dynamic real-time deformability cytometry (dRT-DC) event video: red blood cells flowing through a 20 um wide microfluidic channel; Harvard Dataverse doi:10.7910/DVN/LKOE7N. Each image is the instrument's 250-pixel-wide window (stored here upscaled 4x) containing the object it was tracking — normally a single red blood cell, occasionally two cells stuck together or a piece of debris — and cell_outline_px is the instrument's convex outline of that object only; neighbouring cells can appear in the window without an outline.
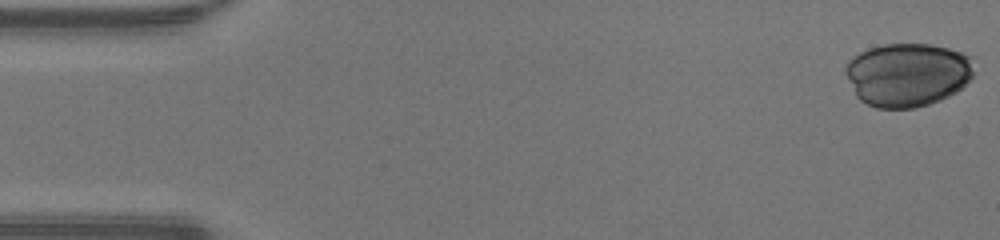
{"species": "human", "species_latin": "Homo sapiens", "temperature_condition": "warm", "stored_images_in_passage": 41, "camera_frame_rate_fps": 3000, "um_per_image_px": 0.085, "donor": {"sex": "male"}, "frame": {"image": 1, "passage_image": 1, "time_ms": 0.0, "image_size_px": [1000, 240], "cell_outline_px": [[972, 76], [964, 88], [940, 100], [916, 108], [876, 108], [860, 100], [856, 96], [844, 72], [844, 68], [848, 60], [852, 56], [868, 48], [884, 44], [932, 44], [948, 48], [960, 52], [968, 56], [972, 72]], "centroid_in_image_um": [77.09, 6.35], "position_along_channel_um": 7.9, "area_um2": 47.69}}
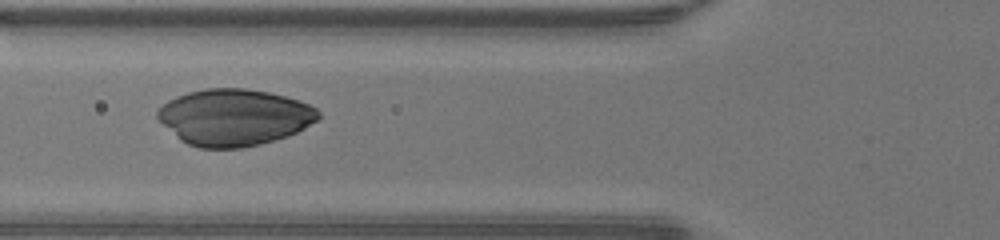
{"frame": {"image": 2, "passage_image": 18, "time_ms": 5.667, "image_size_px": [1000, 240], "cell_outline_px": [[320, 116], [316, 120], [304, 128], [288, 136], [260, 144], [240, 148], [200, 148], [188, 144], [180, 140], [156, 116], [156, 112], [168, 100], [176, 96], [188, 92], [204, 88], [244, 88], [268, 92], [300, 100], [316, 108], [320, 112]], "centroid_in_image_um": [19.91, 9.96], "position_along_channel_um": 105.9, "area_um2": 52.83}}
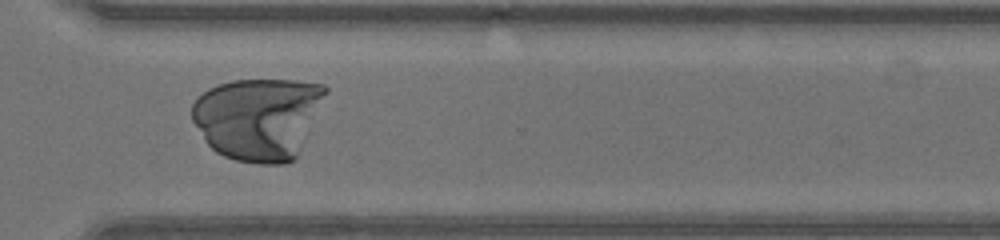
{"frame": {"image": 3, "passage_image": 35, "time_ms": 11.333, "image_size_px": [1000, 240], "cell_outline_px": [[328, 92], [296, 156], [292, 160], [284, 164], [260, 164], [236, 160], [224, 156], [216, 152], [208, 144], [192, 120], [192, 104], [196, 96], [208, 88], [216, 84], [232, 80], [296, 80], [324, 84], [328, 88]], "centroid_in_image_um": [21.94, 10.03], "position_along_channel_um": 348.7, "area_um2": 64.16}}